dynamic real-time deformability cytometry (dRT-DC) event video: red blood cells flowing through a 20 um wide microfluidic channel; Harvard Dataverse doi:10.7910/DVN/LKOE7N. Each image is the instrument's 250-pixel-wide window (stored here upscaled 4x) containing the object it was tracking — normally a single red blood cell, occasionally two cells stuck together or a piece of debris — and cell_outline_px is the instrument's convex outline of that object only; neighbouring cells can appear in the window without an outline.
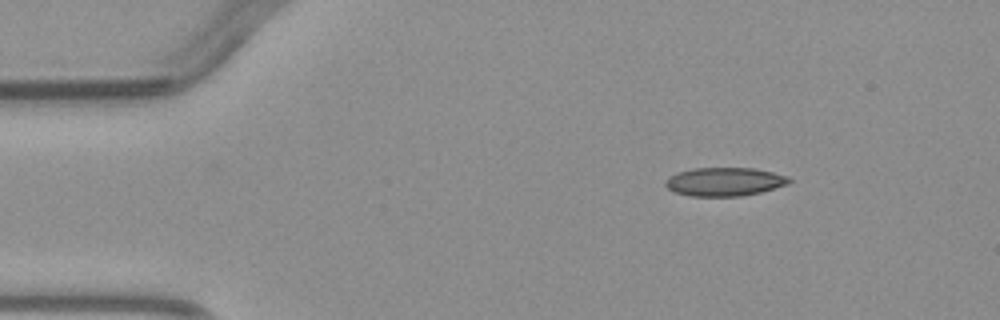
{"species": "common noctule bat (a hibernating species)", "species_latin": "Nyctalus noctula", "temperature_condition": "warm", "stored_images_in_passage": 3, "camera_frame_rate_fps": 3000, "um_per_image_px": 0.085, "animal": {"sex": "male", "body_mass_g": 23.1, "forearm_length_mm": 52.7}, "frame": {"image": 1, "passage_image": 1, "time_ms": 0.0, "image_size_px": [1000, 320], "cell_outline_px": [[792, 180], [788, 184], [760, 192], [740, 196], [692, 196], [676, 192], [668, 188], [664, 184], [664, 180], [668, 176], [676, 172], [692, 168], [752, 168], [772, 172], [788, 176]], "centroid_in_image_um": [61.55, 15.44], "position_along_channel_um": 23.4, "area_um2": 20.58}}
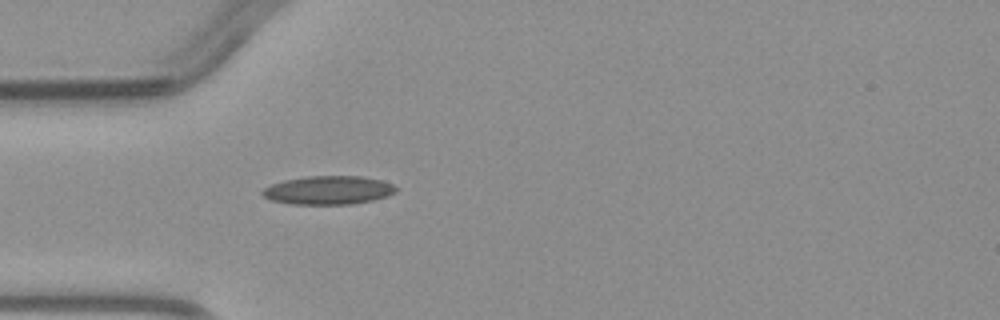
{"frame": {"image": 2, "passage_image": 3, "time_ms": 2.333, "image_size_px": [1000, 320], "cell_outline_px": [[396, 192], [388, 196], [372, 200], [352, 204], [292, 204], [272, 200], [264, 196], [260, 192], [264, 188], [272, 184], [284, 180], [308, 176], [360, 176], [380, 180], [392, 184], [396, 188]], "centroid_in_image_um": [27.91, 16.16], "position_along_channel_um": 57.1, "area_um2": 22.08}}